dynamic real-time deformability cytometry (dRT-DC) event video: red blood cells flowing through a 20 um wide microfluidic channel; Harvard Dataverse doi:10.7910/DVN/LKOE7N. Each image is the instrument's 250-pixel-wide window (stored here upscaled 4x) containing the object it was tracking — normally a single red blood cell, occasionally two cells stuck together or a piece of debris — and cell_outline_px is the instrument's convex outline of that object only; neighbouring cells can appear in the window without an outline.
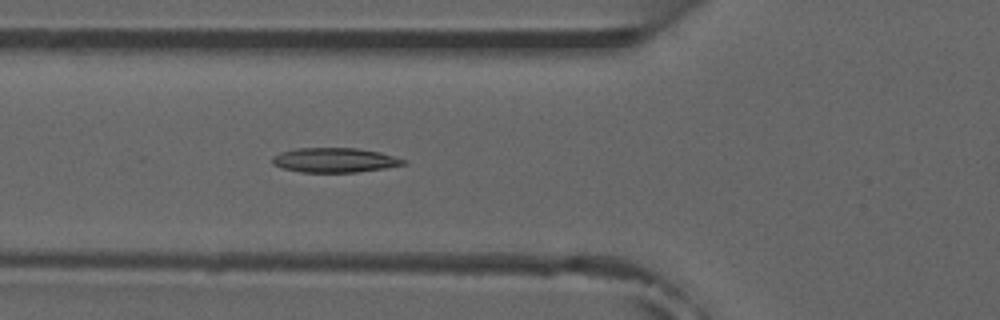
{"species": "common noctule bat (a hibernating species)", "species_latin": "Nyctalus noctula", "temperature_condition": "room temperature", "stored_images_in_passage": 5, "camera_frame_rate_fps": 3000, "um_per_image_px": 0.085, "animal": {"sex": "male", "forearm_length_mm": 52.5}, "frame": {"image": 1, "passage_image": 5, "time_ms": 5.333, "image_size_px": [1000, 320], "cell_outline_px": [[408, 164], [384, 168], [356, 172], [300, 172], [280, 168], [272, 164], [272, 156], [280, 152], [296, 148], [356, 148], [380, 152], [408, 160]], "centroid_in_image_um": [28.44, 13.61], "position_along_channel_um": 97.4, "area_um2": 18.96}}